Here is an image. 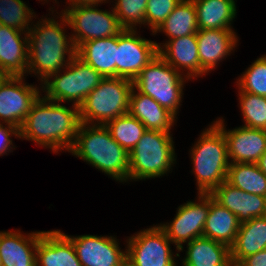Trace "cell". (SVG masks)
<instances>
[{
  "label": "cell",
  "instance_id": "cell-7",
  "mask_svg": "<svg viewBox=\"0 0 266 266\" xmlns=\"http://www.w3.org/2000/svg\"><path fill=\"white\" fill-rule=\"evenodd\" d=\"M184 80L189 79L158 54L133 80V87L140 93L153 98L176 117L179 106L182 105L180 103Z\"/></svg>",
  "mask_w": 266,
  "mask_h": 266
},
{
  "label": "cell",
  "instance_id": "cell-2",
  "mask_svg": "<svg viewBox=\"0 0 266 266\" xmlns=\"http://www.w3.org/2000/svg\"><path fill=\"white\" fill-rule=\"evenodd\" d=\"M61 20L43 18L28 30V65L30 72L39 77L42 83L50 75L59 72L70 63L76 55L72 37L65 34V26H69L66 17L60 13ZM69 37V38H68ZM68 55L67 59L66 56ZM66 59V60H65ZM65 66V67H64ZM62 68V69H61ZM37 74V75H36Z\"/></svg>",
  "mask_w": 266,
  "mask_h": 266
},
{
  "label": "cell",
  "instance_id": "cell-8",
  "mask_svg": "<svg viewBox=\"0 0 266 266\" xmlns=\"http://www.w3.org/2000/svg\"><path fill=\"white\" fill-rule=\"evenodd\" d=\"M98 5H80L67 7L61 11L72 28L71 35L76 49L85 41L108 38L119 35L124 29L113 9L100 10Z\"/></svg>",
  "mask_w": 266,
  "mask_h": 266
},
{
  "label": "cell",
  "instance_id": "cell-21",
  "mask_svg": "<svg viewBox=\"0 0 266 266\" xmlns=\"http://www.w3.org/2000/svg\"><path fill=\"white\" fill-rule=\"evenodd\" d=\"M128 113L137 118L147 130L161 132H171V127L177 119L150 96L135 91L134 87L130 94Z\"/></svg>",
  "mask_w": 266,
  "mask_h": 266
},
{
  "label": "cell",
  "instance_id": "cell-38",
  "mask_svg": "<svg viewBox=\"0 0 266 266\" xmlns=\"http://www.w3.org/2000/svg\"><path fill=\"white\" fill-rule=\"evenodd\" d=\"M237 266H266V249L247 256Z\"/></svg>",
  "mask_w": 266,
  "mask_h": 266
},
{
  "label": "cell",
  "instance_id": "cell-5",
  "mask_svg": "<svg viewBox=\"0 0 266 266\" xmlns=\"http://www.w3.org/2000/svg\"><path fill=\"white\" fill-rule=\"evenodd\" d=\"M133 81L120 77H104L79 106L81 123L105 125L129 112Z\"/></svg>",
  "mask_w": 266,
  "mask_h": 266
},
{
  "label": "cell",
  "instance_id": "cell-13",
  "mask_svg": "<svg viewBox=\"0 0 266 266\" xmlns=\"http://www.w3.org/2000/svg\"><path fill=\"white\" fill-rule=\"evenodd\" d=\"M74 245L82 266H120L127 258V249L122 251L116 237L97 235H66Z\"/></svg>",
  "mask_w": 266,
  "mask_h": 266
},
{
  "label": "cell",
  "instance_id": "cell-4",
  "mask_svg": "<svg viewBox=\"0 0 266 266\" xmlns=\"http://www.w3.org/2000/svg\"><path fill=\"white\" fill-rule=\"evenodd\" d=\"M193 146L190 153L198 194H210L227 178L230 161L225 136L213 123Z\"/></svg>",
  "mask_w": 266,
  "mask_h": 266
},
{
  "label": "cell",
  "instance_id": "cell-10",
  "mask_svg": "<svg viewBox=\"0 0 266 266\" xmlns=\"http://www.w3.org/2000/svg\"><path fill=\"white\" fill-rule=\"evenodd\" d=\"M197 196L199 202L187 201L180 205L172 222L159 225L172 244H175L177 252L183 250V243L203 237V229L210 209V194L199 193Z\"/></svg>",
  "mask_w": 266,
  "mask_h": 266
},
{
  "label": "cell",
  "instance_id": "cell-24",
  "mask_svg": "<svg viewBox=\"0 0 266 266\" xmlns=\"http://www.w3.org/2000/svg\"><path fill=\"white\" fill-rule=\"evenodd\" d=\"M62 70L63 74L60 70L42 82V91L46 92L44 97L60 103L73 102L79 107L78 56L75 55Z\"/></svg>",
  "mask_w": 266,
  "mask_h": 266
},
{
  "label": "cell",
  "instance_id": "cell-11",
  "mask_svg": "<svg viewBox=\"0 0 266 266\" xmlns=\"http://www.w3.org/2000/svg\"><path fill=\"white\" fill-rule=\"evenodd\" d=\"M136 31L124 29L117 35L116 77L131 81L158 55L156 42L137 36Z\"/></svg>",
  "mask_w": 266,
  "mask_h": 266
},
{
  "label": "cell",
  "instance_id": "cell-17",
  "mask_svg": "<svg viewBox=\"0 0 266 266\" xmlns=\"http://www.w3.org/2000/svg\"><path fill=\"white\" fill-rule=\"evenodd\" d=\"M0 24V69L7 76H25L28 65V33ZM22 36V37H21Z\"/></svg>",
  "mask_w": 266,
  "mask_h": 266
},
{
  "label": "cell",
  "instance_id": "cell-14",
  "mask_svg": "<svg viewBox=\"0 0 266 266\" xmlns=\"http://www.w3.org/2000/svg\"><path fill=\"white\" fill-rule=\"evenodd\" d=\"M224 119L214 121L223 132L230 163H257L266 151V130L240 126L226 130Z\"/></svg>",
  "mask_w": 266,
  "mask_h": 266
},
{
  "label": "cell",
  "instance_id": "cell-9",
  "mask_svg": "<svg viewBox=\"0 0 266 266\" xmlns=\"http://www.w3.org/2000/svg\"><path fill=\"white\" fill-rule=\"evenodd\" d=\"M126 241L127 258L136 266H177L172 242L159 225L137 232Z\"/></svg>",
  "mask_w": 266,
  "mask_h": 266
},
{
  "label": "cell",
  "instance_id": "cell-40",
  "mask_svg": "<svg viewBox=\"0 0 266 266\" xmlns=\"http://www.w3.org/2000/svg\"><path fill=\"white\" fill-rule=\"evenodd\" d=\"M257 165L259 169L266 175V151L261 155Z\"/></svg>",
  "mask_w": 266,
  "mask_h": 266
},
{
  "label": "cell",
  "instance_id": "cell-41",
  "mask_svg": "<svg viewBox=\"0 0 266 266\" xmlns=\"http://www.w3.org/2000/svg\"><path fill=\"white\" fill-rule=\"evenodd\" d=\"M120 266H136L134 263H132L128 258H126Z\"/></svg>",
  "mask_w": 266,
  "mask_h": 266
},
{
  "label": "cell",
  "instance_id": "cell-39",
  "mask_svg": "<svg viewBox=\"0 0 266 266\" xmlns=\"http://www.w3.org/2000/svg\"><path fill=\"white\" fill-rule=\"evenodd\" d=\"M106 1L108 2V0H68L67 2L69 6L68 7H73V6H80V5H99V3H103Z\"/></svg>",
  "mask_w": 266,
  "mask_h": 266
},
{
  "label": "cell",
  "instance_id": "cell-29",
  "mask_svg": "<svg viewBox=\"0 0 266 266\" xmlns=\"http://www.w3.org/2000/svg\"><path fill=\"white\" fill-rule=\"evenodd\" d=\"M226 182L244 192L266 197V175L257 163H230Z\"/></svg>",
  "mask_w": 266,
  "mask_h": 266
},
{
  "label": "cell",
  "instance_id": "cell-3",
  "mask_svg": "<svg viewBox=\"0 0 266 266\" xmlns=\"http://www.w3.org/2000/svg\"><path fill=\"white\" fill-rule=\"evenodd\" d=\"M69 152L116 181L129 180V152L112 138L105 125L81 123Z\"/></svg>",
  "mask_w": 266,
  "mask_h": 266
},
{
  "label": "cell",
  "instance_id": "cell-30",
  "mask_svg": "<svg viewBox=\"0 0 266 266\" xmlns=\"http://www.w3.org/2000/svg\"><path fill=\"white\" fill-rule=\"evenodd\" d=\"M112 138L129 153L147 131L146 127L129 113L105 124Z\"/></svg>",
  "mask_w": 266,
  "mask_h": 266
},
{
  "label": "cell",
  "instance_id": "cell-18",
  "mask_svg": "<svg viewBox=\"0 0 266 266\" xmlns=\"http://www.w3.org/2000/svg\"><path fill=\"white\" fill-rule=\"evenodd\" d=\"M43 231L24 235L17 231H0L1 266H37L36 246Z\"/></svg>",
  "mask_w": 266,
  "mask_h": 266
},
{
  "label": "cell",
  "instance_id": "cell-28",
  "mask_svg": "<svg viewBox=\"0 0 266 266\" xmlns=\"http://www.w3.org/2000/svg\"><path fill=\"white\" fill-rule=\"evenodd\" d=\"M197 12L192 0H182L162 25L153 33L164 32L168 38L175 39L198 32Z\"/></svg>",
  "mask_w": 266,
  "mask_h": 266
},
{
  "label": "cell",
  "instance_id": "cell-22",
  "mask_svg": "<svg viewBox=\"0 0 266 266\" xmlns=\"http://www.w3.org/2000/svg\"><path fill=\"white\" fill-rule=\"evenodd\" d=\"M76 55L103 77H116L117 35L85 41Z\"/></svg>",
  "mask_w": 266,
  "mask_h": 266
},
{
  "label": "cell",
  "instance_id": "cell-36",
  "mask_svg": "<svg viewBox=\"0 0 266 266\" xmlns=\"http://www.w3.org/2000/svg\"><path fill=\"white\" fill-rule=\"evenodd\" d=\"M104 77L78 57L79 106Z\"/></svg>",
  "mask_w": 266,
  "mask_h": 266
},
{
  "label": "cell",
  "instance_id": "cell-37",
  "mask_svg": "<svg viewBox=\"0 0 266 266\" xmlns=\"http://www.w3.org/2000/svg\"><path fill=\"white\" fill-rule=\"evenodd\" d=\"M5 126L0 122V156L11 152V149L15 147L11 146L13 145L11 140L12 135L17 138L20 137L19 128L7 124Z\"/></svg>",
  "mask_w": 266,
  "mask_h": 266
},
{
  "label": "cell",
  "instance_id": "cell-35",
  "mask_svg": "<svg viewBox=\"0 0 266 266\" xmlns=\"http://www.w3.org/2000/svg\"><path fill=\"white\" fill-rule=\"evenodd\" d=\"M182 0H148L145 12V24L152 33L159 28Z\"/></svg>",
  "mask_w": 266,
  "mask_h": 266
},
{
  "label": "cell",
  "instance_id": "cell-25",
  "mask_svg": "<svg viewBox=\"0 0 266 266\" xmlns=\"http://www.w3.org/2000/svg\"><path fill=\"white\" fill-rule=\"evenodd\" d=\"M183 266H233L230 248L215 240L199 237L187 243Z\"/></svg>",
  "mask_w": 266,
  "mask_h": 266
},
{
  "label": "cell",
  "instance_id": "cell-32",
  "mask_svg": "<svg viewBox=\"0 0 266 266\" xmlns=\"http://www.w3.org/2000/svg\"><path fill=\"white\" fill-rule=\"evenodd\" d=\"M238 92L244 126L266 130V97L240 90Z\"/></svg>",
  "mask_w": 266,
  "mask_h": 266
},
{
  "label": "cell",
  "instance_id": "cell-12",
  "mask_svg": "<svg viewBox=\"0 0 266 266\" xmlns=\"http://www.w3.org/2000/svg\"><path fill=\"white\" fill-rule=\"evenodd\" d=\"M23 80V76H7L0 85V122L19 129L42 95L39 87L26 85Z\"/></svg>",
  "mask_w": 266,
  "mask_h": 266
},
{
  "label": "cell",
  "instance_id": "cell-19",
  "mask_svg": "<svg viewBox=\"0 0 266 266\" xmlns=\"http://www.w3.org/2000/svg\"><path fill=\"white\" fill-rule=\"evenodd\" d=\"M37 266H82L71 240L60 230L43 231L36 246Z\"/></svg>",
  "mask_w": 266,
  "mask_h": 266
},
{
  "label": "cell",
  "instance_id": "cell-31",
  "mask_svg": "<svg viewBox=\"0 0 266 266\" xmlns=\"http://www.w3.org/2000/svg\"><path fill=\"white\" fill-rule=\"evenodd\" d=\"M32 11L22 0H0V24L28 33Z\"/></svg>",
  "mask_w": 266,
  "mask_h": 266
},
{
  "label": "cell",
  "instance_id": "cell-27",
  "mask_svg": "<svg viewBox=\"0 0 266 266\" xmlns=\"http://www.w3.org/2000/svg\"><path fill=\"white\" fill-rule=\"evenodd\" d=\"M197 12V26L204 29H233L236 3L231 0H192Z\"/></svg>",
  "mask_w": 266,
  "mask_h": 266
},
{
  "label": "cell",
  "instance_id": "cell-33",
  "mask_svg": "<svg viewBox=\"0 0 266 266\" xmlns=\"http://www.w3.org/2000/svg\"><path fill=\"white\" fill-rule=\"evenodd\" d=\"M236 82L240 91L266 97V55L257 58Z\"/></svg>",
  "mask_w": 266,
  "mask_h": 266
},
{
  "label": "cell",
  "instance_id": "cell-1",
  "mask_svg": "<svg viewBox=\"0 0 266 266\" xmlns=\"http://www.w3.org/2000/svg\"><path fill=\"white\" fill-rule=\"evenodd\" d=\"M72 109L40 96L19 129L20 138L50 148L57 153L69 150L81 125L79 107Z\"/></svg>",
  "mask_w": 266,
  "mask_h": 266
},
{
  "label": "cell",
  "instance_id": "cell-6",
  "mask_svg": "<svg viewBox=\"0 0 266 266\" xmlns=\"http://www.w3.org/2000/svg\"><path fill=\"white\" fill-rule=\"evenodd\" d=\"M171 132L147 130L129 153V180L162 177L175 159Z\"/></svg>",
  "mask_w": 266,
  "mask_h": 266
},
{
  "label": "cell",
  "instance_id": "cell-42",
  "mask_svg": "<svg viewBox=\"0 0 266 266\" xmlns=\"http://www.w3.org/2000/svg\"><path fill=\"white\" fill-rule=\"evenodd\" d=\"M7 78V75L0 69V85Z\"/></svg>",
  "mask_w": 266,
  "mask_h": 266
},
{
  "label": "cell",
  "instance_id": "cell-26",
  "mask_svg": "<svg viewBox=\"0 0 266 266\" xmlns=\"http://www.w3.org/2000/svg\"><path fill=\"white\" fill-rule=\"evenodd\" d=\"M240 222L235 214L221 206L210 195V209L203 229V237L225 244L233 245Z\"/></svg>",
  "mask_w": 266,
  "mask_h": 266
},
{
  "label": "cell",
  "instance_id": "cell-20",
  "mask_svg": "<svg viewBox=\"0 0 266 266\" xmlns=\"http://www.w3.org/2000/svg\"><path fill=\"white\" fill-rule=\"evenodd\" d=\"M166 42L162 46V43H156L158 54L181 74L183 73L181 70L183 71L184 68V71H187L186 77L188 79L200 77V60L196 34L178 37Z\"/></svg>",
  "mask_w": 266,
  "mask_h": 266
},
{
  "label": "cell",
  "instance_id": "cell-16",
  "mask_svg": "<svg viewBox=\"0 0 266 266\" xmlns=\"http://www.w3.org/2000/svg\"><path fill=\"white\" fill-rule=\"evenodd\" d=\"M210 195L221 206L235 214L240 223L266 216V197L251 194L222 182Z\"/></svg>",
  "mask_w": 266,
  "mask_h": 266
},
{
  "label": "cell",
  "instance_id": "cell-15",
  "mask_svg": "<svg viewBox=\"0 0 266 266\" xmlns=\"http://www.w3.org/2000/svg\"><path fill=\"white\" fill-rule=\"evenodd\" d=\"M200 60V76L213 70L230 55L239 41L232 29H204L196 33Z\"/></svg>",
  "mask_w": 266,
  "mask_h": 266
},
{
  "label": "cell",
  "instance_id": "cell-23",
  "mask_svg": "<svg viewBox=\"0 0 266 266\" xmlns=\"http://www.w3.org/2000/svg\"><path fill=\"white\" fill-rule=\"evenodd\" d=\"M264 249H266V216L243 222L230 247L232 265L237 266L247 256Z\"/></svg>",
  "mask_w": 266,
  "mask_h": 266
},
{
  "label": "cell",
  "instance_id": "cell-34",
  "mask_svg": "<svg viewBox=\"0 0 266 266\" xmlns=\"http://www.w3.org/2000/svg\"><path fill=\"white\" fill-rule=\"evenodd\" d=\"M113 11L123 29L135 30L138 24L145 25L148 0H115Z\"/></svg>",
  "mask_w": 266,
  "mask_h": 266
}]
</instances>
